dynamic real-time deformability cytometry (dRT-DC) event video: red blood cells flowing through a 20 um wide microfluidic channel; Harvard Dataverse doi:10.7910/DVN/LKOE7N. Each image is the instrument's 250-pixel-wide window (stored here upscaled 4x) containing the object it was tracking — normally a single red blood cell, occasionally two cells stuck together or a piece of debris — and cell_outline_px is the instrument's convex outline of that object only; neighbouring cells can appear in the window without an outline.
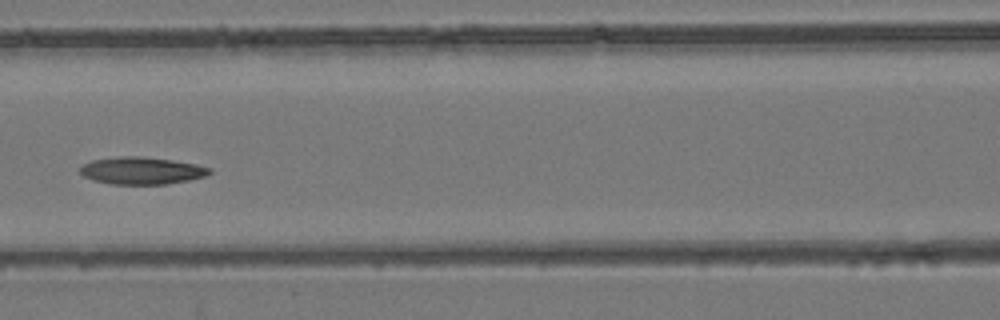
{"species": "common noctule bat (a hibernating species)", "species_latin": "Nyctalus noctula", "temperature_condition": "room temperature", "stored_images_in_passage": 7, "camera_frame_rate_fps": 3000, "um_per_image_px": 0.085, "animal": {"sex": "female", "body_mass_g": 24.6, "forearm_length_mm": 56.2}, "frame": {"image": 1, "passage_image": 7, "time_ms": 2.0, "image_size_px": [1000, 320], "cell_outline_px": [[212, 172], [204, 176], [188, 180], [168, 184], [112, 184], [92, 180], [84, 176], [80, 172], [80, 168], [84, 164], [92, 160], [120, 156], [140, 156], [172, 160], [196, 164], [212, 168]], "centroid_in_image_um": [12.05, 14.5], "position_along_channel_um": 154.6, "area_um2": 20.52}}